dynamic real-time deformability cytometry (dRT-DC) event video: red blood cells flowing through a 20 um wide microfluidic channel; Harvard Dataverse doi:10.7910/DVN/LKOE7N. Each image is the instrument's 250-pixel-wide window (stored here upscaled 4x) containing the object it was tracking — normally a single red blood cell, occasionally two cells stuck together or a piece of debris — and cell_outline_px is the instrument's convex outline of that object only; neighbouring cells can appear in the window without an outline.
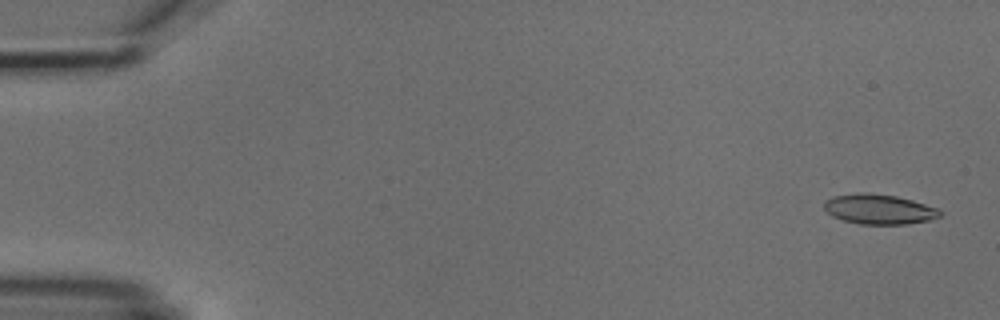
{"species": "common noctule bat (a hibernating species)", "species_latin": "Nyctalus noctula", "temperature_condition": "cold", "stored_images_in_passage": 5, "camera_frame_rate_fps": 3000, "um_per_image_px": 0.085, "animal": {"sex": "male", "body_mass_g": 18.8}, "frame": {"image": 1, "passage_image": 1, "time_ms": 0.0, "image_size_px": [1000, 320], "cell_outline_px": [[940, 216], [932, 220], [908, 224], [860, 224], [844, 220], [832, 216], [824, 208], [824, 200], [832, 196], [864, 192], [868, 192], [896, 196], [912, 200], [940, 208]], "centroid_in_image_um": [74.74, 17.78], "position_along_channel_um": 10.3, "area_um2": 20.35}}
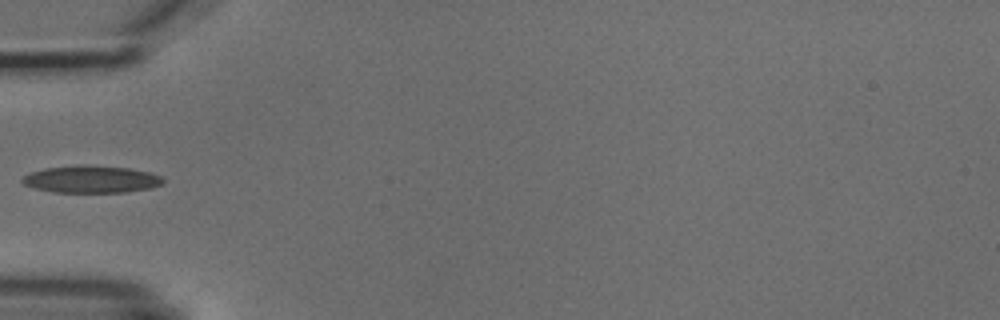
{"frame": {"image": 2, "passage_image": 5, "time_ms": 5.333, "image_size_px": [1000, 320], "cell_outline_px": [[164, 184], [152, 188], [124, 192], [52, 192], [36, 188], [24, 184], [20, 180], [24, 176], [32, 172], [44, 168], [128, 168], [148, 172], [160, 176], [164, 180]], "centroid_in_image_um": [7.8, 15.29], "position_along_channel_um": 77.2, "area_um2": 21.1}}